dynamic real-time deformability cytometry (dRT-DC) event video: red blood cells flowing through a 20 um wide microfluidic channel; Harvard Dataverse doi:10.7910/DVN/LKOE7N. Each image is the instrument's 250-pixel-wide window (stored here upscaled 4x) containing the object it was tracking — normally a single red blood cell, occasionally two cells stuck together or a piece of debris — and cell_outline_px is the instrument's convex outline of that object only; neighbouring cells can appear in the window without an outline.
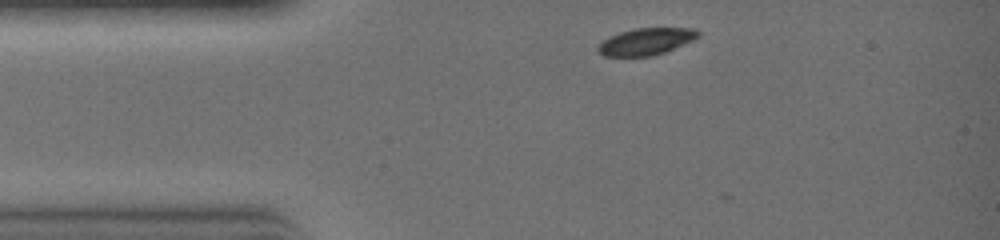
{"species": "common noctule bat (a hibernating species)", "species_latin": "Nyctalus noctula", "temperature_condition": "warm", "stored_images_in_passage": 4, "camera_frame_rate_fps": 3000, "um_per_image_px": 0.085, "animal": {"sex": "female", "body_mass_g": 19.0, "forearm_length_mm": 51.5}, "frame": {"image": 1, "passage_image": 1, "time_ms": 0.0, "image_size_px": [1000, 240], "cell_outline_px": [[700, 36], [692, 40], [664, 52], [652, 56], [604, 56], [596, 48], [608, 36], [620, 32], [636, 28], [696, 28], [700, 32]], "centroid_in_image_um": [54.92, 3.52], "position_along_channel_um": 30.1, "area_um2": 15.55}}